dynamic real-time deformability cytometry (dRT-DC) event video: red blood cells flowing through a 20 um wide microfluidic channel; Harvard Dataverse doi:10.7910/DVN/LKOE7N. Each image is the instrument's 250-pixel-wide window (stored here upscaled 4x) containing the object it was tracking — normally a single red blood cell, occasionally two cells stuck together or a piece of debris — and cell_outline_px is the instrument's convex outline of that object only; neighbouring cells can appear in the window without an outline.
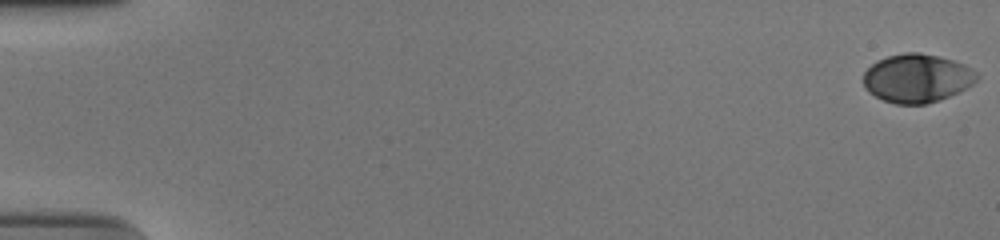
{"species": "human", "species_latin": "Homo sapiens", "temperature_condition": "cold", "stored_images_in_passage": 56, "camera_frame_rate_fps": 3000, "um_per_image_px": 0.085, "donor": {"sex": "male"}, "frame": {"image": 1, "passage_image": 1, "time_ms": 0.0, "image_size_px": [1000, 240], "cell_outline_px": [[980, 76], [972, 84], [960, 92], [940, 100], [924, 104], [896, 104], [884, 100], [868, 92], [864, 88], [864, 72], [876, 60], [888, 56], [904, 52], [920, 52], [940, 56], [964, 64], [972, 68]], "centroid_in_image_um": [77.96, 6.64], "position_along_channel_um": 7.0, "area_um2": 32.31}}
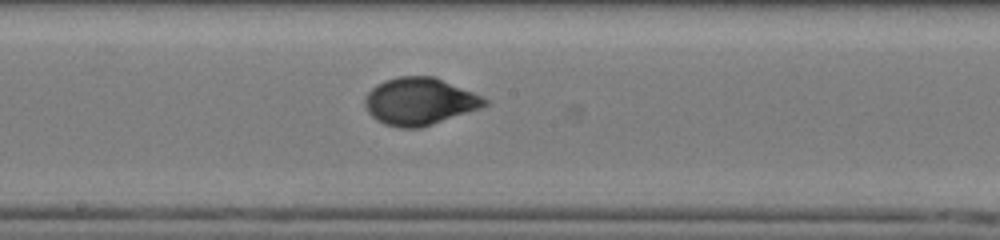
{"frame": {"image": 2, "passage_image": 32, "time_ms": 10.333, "image_size_px": [1000, 240], "cell_outline_px": [[488, 104], [480, 108], [420, 128], [400, 128], [384, 124], [376, 120], [368, 112], [364, 104], [364, 100], [368, 92], [376, 84], [384, 80], [400, 76], [432, 76], [484, 96], [488, 100]], "centroid_in_image_um": [35.65, 8.62], "position_along_channel_um": 212.6, "area_um2": 32.89}}
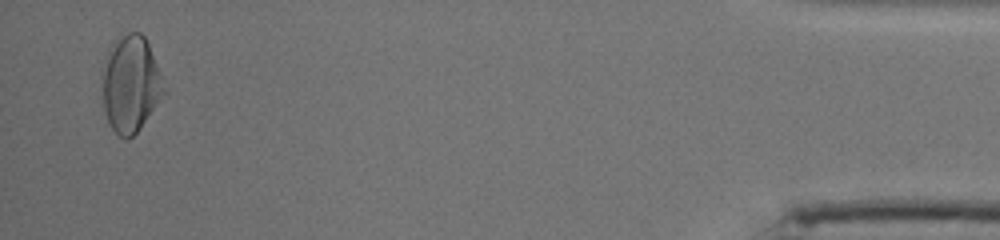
{"frame": {"image": 3, "passage_image": 55, "time_ms": 18.0, "image_size_px": [1000, 240], "cell_outline_px": [[164, 92], [140, 128], [128, 140], [124, 140], [112, 128], [108, 120], [104, 108], [104, 68], [112, 44], [128, 32], [140, 32], [144, 36], [148, 44], [160, 76], [164, 88]], "centroid_in_image_um": [11.1, 7.17], "position_along_channel_um": 424.1, "area_um2": 33.12}, "authors_computed_cell_mechanics": {"area_um2": 32.1946, "velocity_mm_per_s": 3.7355, "shape_relaxation_time_tau1_ms": 4.0599, "shape_relaxation_time_tau2_ms": null, "deformation_change_tau1": 0.1589, "deformation_change_tau2": null}}